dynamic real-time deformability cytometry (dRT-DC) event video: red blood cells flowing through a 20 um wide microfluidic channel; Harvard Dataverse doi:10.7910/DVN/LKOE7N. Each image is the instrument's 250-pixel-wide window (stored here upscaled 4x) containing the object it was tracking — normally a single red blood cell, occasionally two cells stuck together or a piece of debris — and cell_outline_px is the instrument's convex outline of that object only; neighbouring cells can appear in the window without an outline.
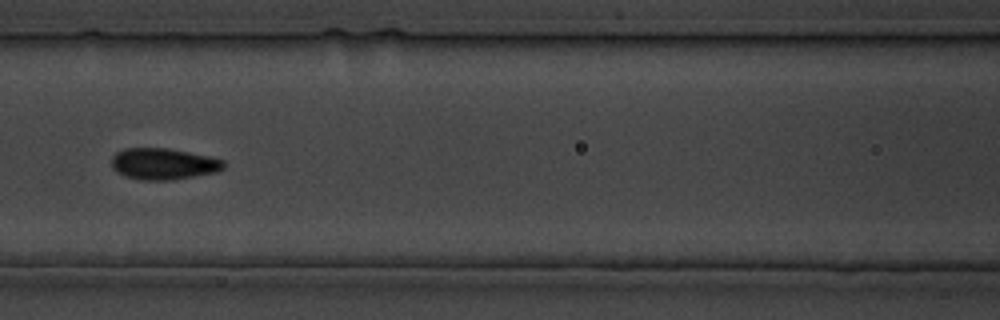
{"species": "common noctule bat (a hibernating species)", "species_latin": "Nyctalus noctula", "temperature_condition": "cold", "stored_images_in_passage": 26, "camera_frame_rate_fps": 3000, "um_per_image_px": 0.085, "animal": {"sex": "male", "body_mass_g": 19.5, "forearm_length_mm": 54.6}, "frame": {"image": 1, "passage_image": 8, "time_ms": 9.0, "image_size_px": [1000, 320], "cell_outline_px": [[224, 168], [216, 172], [168, 180], [140, 180], [124, 176], [116, 172], [112, 168], [112, 156], [116, 152], [124, 148], [168, 148], [208, 156], [224, 160]], "centroid_in_image_um": [13.84, 13.92], "position_along_channel_um": 152.8, "area_um2": 20.46}}
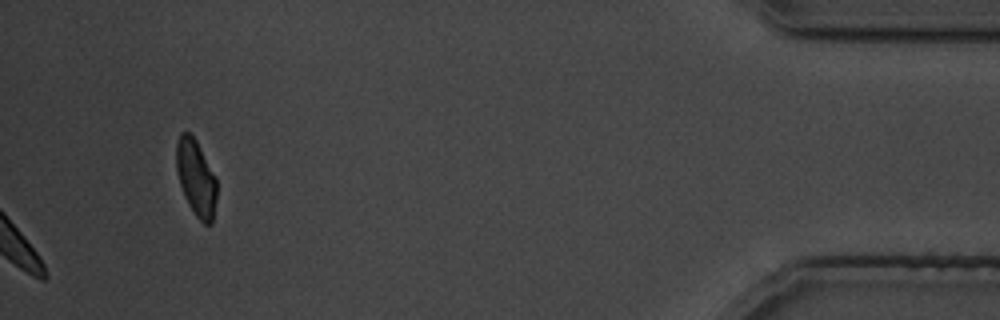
{"frame": {"image": 2, "passage_image": 26, "time_ms": 31.667, "image_size_px": [1000, 320], "cell_outline_px": [[216, 200], [212, 224], [204, 224], [196, 216], [188, 204], [184, 196], [180, 184], [176, 168], [176, 144], [180, 132], [188, 132], [196, 140], [216, 176]], "centroid_in_image_um": [16.66, 15.12], "position_along_channel_um": 418.5, "area_um2": 17.98}}